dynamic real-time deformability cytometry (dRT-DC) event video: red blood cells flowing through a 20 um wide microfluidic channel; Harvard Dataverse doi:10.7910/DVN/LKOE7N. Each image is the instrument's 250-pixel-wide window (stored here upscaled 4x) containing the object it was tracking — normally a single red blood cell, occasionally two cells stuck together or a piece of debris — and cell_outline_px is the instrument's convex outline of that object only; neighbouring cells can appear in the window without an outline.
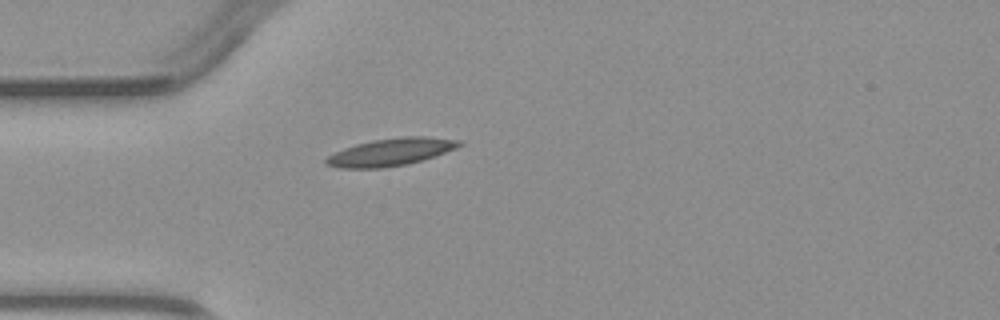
{"species": "common noctule bat (a hibernating species)", "species_latin": "Nyctalus noctula", "temperature_condition": "warm", "stored_images_in_passage": 1, "camera_frame_rate_fps": 3000, "um_per_image_px": 0.085, "animal": {"sex": "male", "body_mass_g": 23.1, "forearm_length_mm": 52.7}, "frame": {"image": 1, "passage_image": 1, "time_ms": 0.0, "image_size_px": [1000, 320], "cell_outline_px": [[464, 144], [456, 148], [424, 160], [408, 164], [380, 168], [340, 168], [324, 164], [324, 160], [328, 156], [344, 148], [356, 144], [372, 140], [404, 136], [424, 136], [460, 140]], "centroid_in_image_um": [33.23, 12.92], "position_along_channel_um": 51.8, "area_um2": 21.33}}